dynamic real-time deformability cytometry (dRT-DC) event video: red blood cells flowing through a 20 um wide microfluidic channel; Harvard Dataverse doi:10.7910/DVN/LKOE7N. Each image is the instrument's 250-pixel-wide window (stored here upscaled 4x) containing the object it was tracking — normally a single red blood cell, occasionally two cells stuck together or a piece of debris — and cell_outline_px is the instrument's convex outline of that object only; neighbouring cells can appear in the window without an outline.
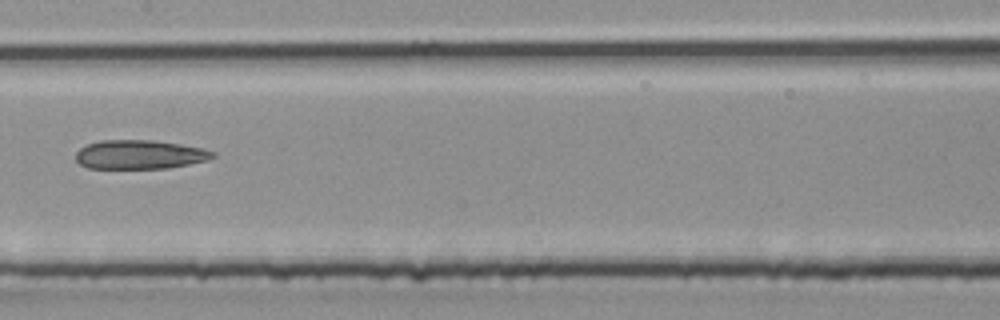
{"species": "common noctule bat (a hibernating species)", "species_latin": "Nyctalus noctula", "temperature_condition": "room temperature", "stored_images_in_passage": 40, "segment_of_instrument_passage": [1, 2], "camera_frame_rate_fps": 3000, "um_per_image_px": 0.085, "animal": {"sex": "male", "body_mass_g": 20.4}, "frame": {"image": 1, "passage_image": 20, "time_ms": 6.333, "image_size_px": [1000, 320], "cell_outline_px": [[216, 156], [208, 160], [168, 168], [88, 168], [80, 164], [76, 160], [76, 152], [80, 148], [88, 144], [100, 140], [152, 140], [180, 144], [204, 148], [216, 152]], "centroid_in_image_um": [11.9, 13.13], "position_along_channel_um": 195.5, "area_um2": 23.18}}
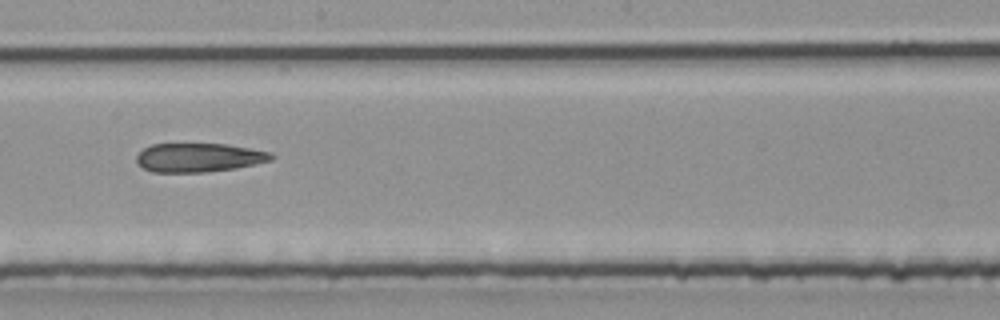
{"frame": {"image": 2, "passage_image": 22, "time_ms": 7.0, "image_size_px": [1000, 320], "cell_outline_px": [[276, 156], [272, 160], [236, 168], [208, 172], [152, 172], [144, 168], [136, 160], [136, 156], [144, 148], [152, 144], [224, 144], [272, 152]], "centroid_in_image_um": [16.92, 13.39], "position_along_channel_um": 231.3, "area_um2": 22.6}}
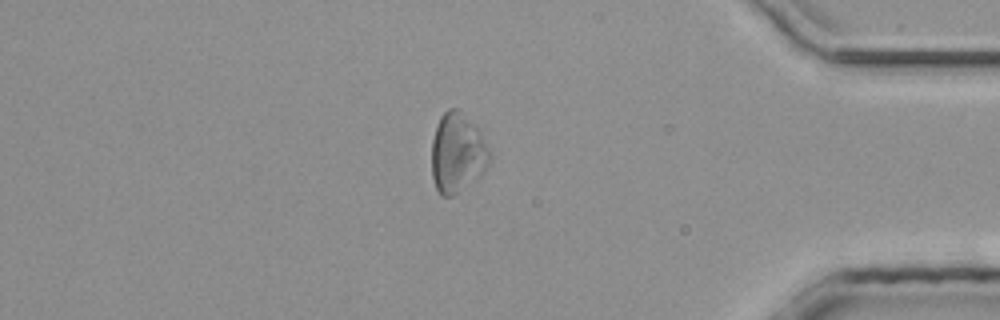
{"frame": {"image": 3, "passage_image": 33, "time_ms": 10.667, "image_size_px": [1000, 320], "cell_outline_px": [[492, 156], [484, 172], [476, 180], [452, 196], [440, 196], [436, 188], [432, 176], [432, 140], [436, 124], [440, 116], [448, 108], [460, 108], [476, 128], [492, 152]], "centroid_in_image_um": [38.87, 13.0], "position_along_channel_um": 396.3, "area_um2": 27.11}}